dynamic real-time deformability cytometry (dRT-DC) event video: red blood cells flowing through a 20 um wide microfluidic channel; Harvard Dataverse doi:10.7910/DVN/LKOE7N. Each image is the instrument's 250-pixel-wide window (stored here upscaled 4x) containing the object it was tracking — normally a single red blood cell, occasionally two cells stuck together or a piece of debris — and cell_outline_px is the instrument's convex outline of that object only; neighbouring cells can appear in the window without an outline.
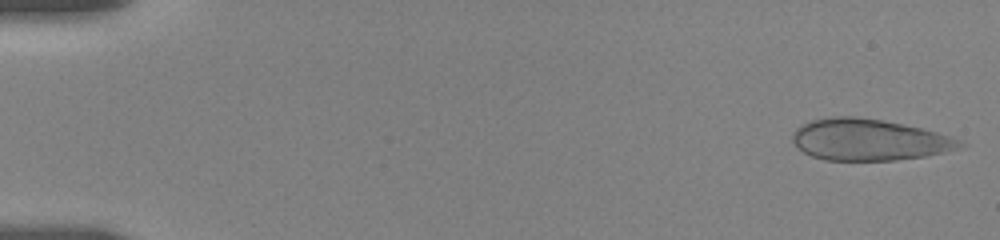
{"species": "human", "species_latin": "Homo sapiens", "temperature_condition": "room temperature", "stored_images_in_passage": 55, "camera_frame_rate_fps": 3000, "um_per_image_px": 0.085, "donor": {"sex": "female"}, "frame": {"image": 1, "passage_image": 2, "time_ms": 0.333, "image_size_px": [1000, 240], "cell_outline_px": [[968, 144], [956, 148], [924, 156], [896, 160], [824, 160], [812, 156], [804, 152], [792, 140], [792, 132], [796, 128], [812, 120], [832, 116], [856, 116], [880, 120], [920, 128], [936, 132], [960, 140]], "centroid_in_image_um": [73.81, 11.88], "position_along_channel_um": 11.2, "area_um2": 39.88}}
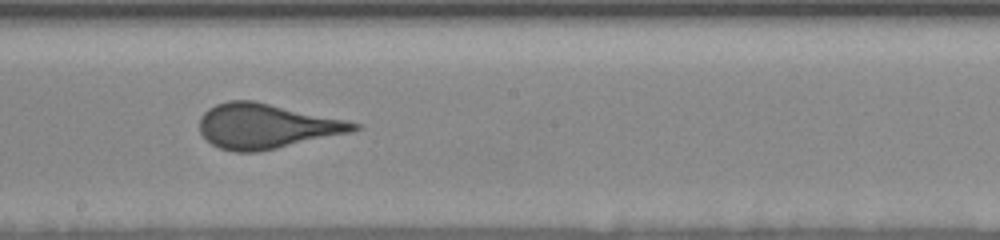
{"frame": {"image": 2, "passage_image": 31, "time_ms": 10.0, "image_size_px": [1000, 240], "cell_outline_px": [[360, 128], [352, 132], [276, 148], [256, 152], [232, 152], [220, 148], [212, 144], [200, 132], [200, 116], [208, 108], [216, 104], [228, 100], [252, 100], [344, 120], [360, 124]], "centroid_in_image_um": [22.59, 10.72], "position_along_channel_um": 225.6, "area_um2": 39.82}}
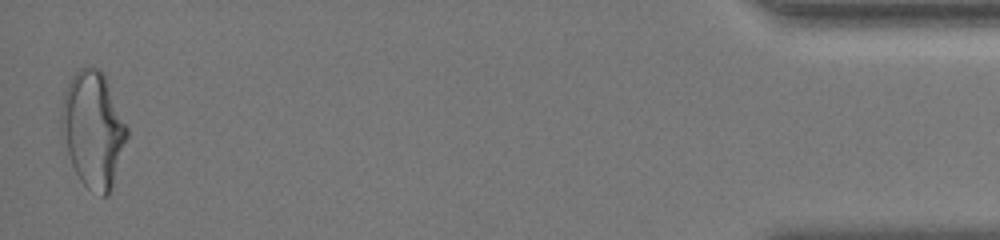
{"frame": {"image": 3, "passage_image": 54, "time_ms": 17.667, "image_size_px": [1000, 240], "cell_outline_px": [[128, 136], [112, 188], [108, 196], [100, 196], [88, 188], [80, 180], [72, 164], [68, 152], [60, 124], [60, 112], [64, 92], [72, 76], [80, 68], [100, 68], [104, 72], [128, 128]], "centroid_in_image_um": [7.93, 10.99], "position_along_channel_um": 427.3, "area_um2": 44.22}, "authors_computed_cell_mechanics": {"area_um2": 40.1132, "velocity_mm_per_s": 3.661, "shape_relaxation_time_tau1_ms": 6.9753, "shape_relaxation_time_tau2_ms": null, "deformation_change_tau1": 0.1695, "deformation_change_tau2": null}}